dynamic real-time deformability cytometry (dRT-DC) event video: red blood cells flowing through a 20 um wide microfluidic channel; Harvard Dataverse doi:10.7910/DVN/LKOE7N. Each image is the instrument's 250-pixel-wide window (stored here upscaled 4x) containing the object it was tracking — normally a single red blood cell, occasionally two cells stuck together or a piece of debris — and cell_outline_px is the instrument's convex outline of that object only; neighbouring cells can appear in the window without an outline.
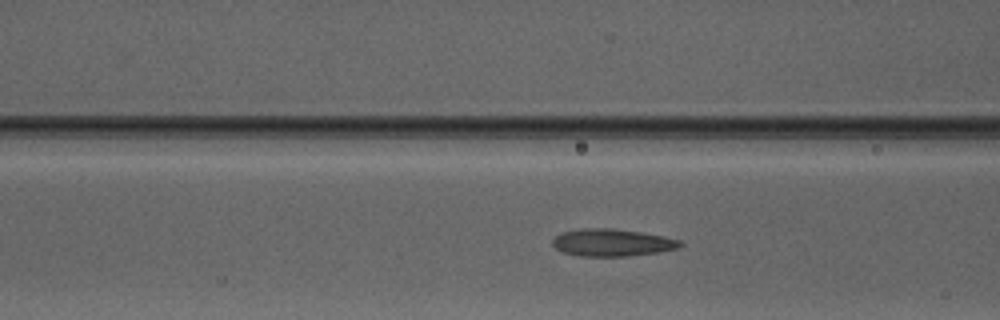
{"species": "Egyptian fruit bat (a non-hibernating species)", "species_latin": "Rousettus aegyptiacus", "temperature_condition": "warm", "stored_images_in_passage": 43, "camera_frame_rate_fps": 3000, "um_per_image_px": 0.085, "animal": {"sex": "male"}, "frame": {"image": 1, "passage_image": 21, "time_ms": 6.667, "image_size_px": [1000, 320], "cell_outline_px": [[684, 244], [676, 248], [660, 252], [628, 256], [580, 256], [564, 252], [556, 248], [552, 244], [552, 240], [560, 232], [580, 228], [612, 228], [640, 232], [664, 236], [680, 240]], "centroid_in_image_um": [52.02, 20.61], "position_along_channel_um": 114.6, "area_um2": 20.35}}
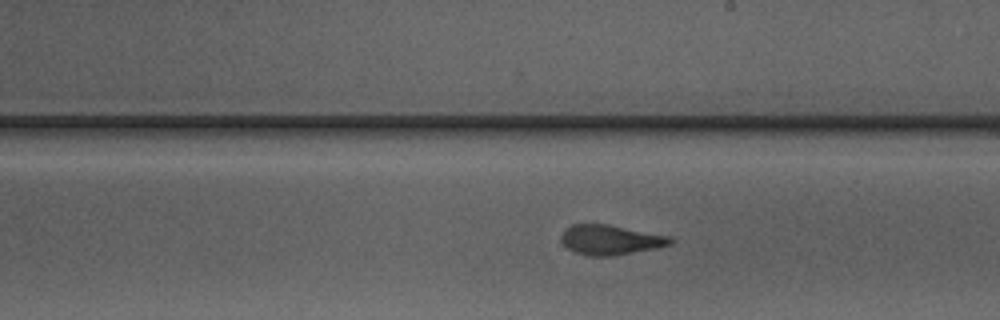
{"frame": {"image": 2, "passage_image": 30, "time_ms": 9.667, "image_size_px": [1000, 320], "cell_outline_px": [[672, 244], [612, 256], [588, 256], [576, 252], [568, 248], [564, 244], [560, 236], [564, 228], [572, 224], [608, 224], [668, 236], [672, 240]], "centroid_in_image_um": [51.82, 20.37], "position_along_channel_um": 237.2, "area_um2": 18.67}}
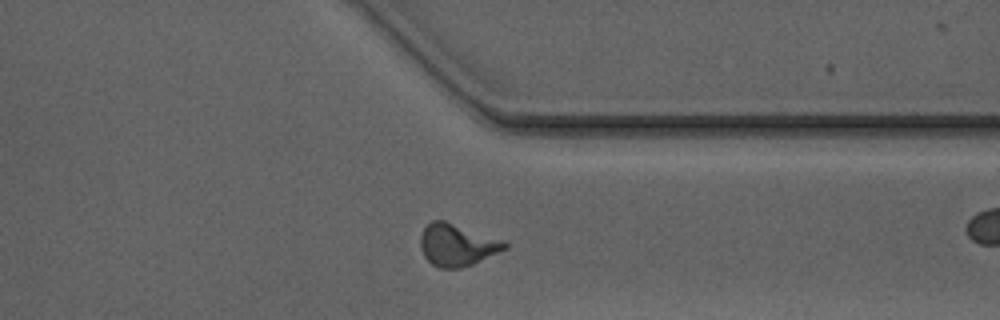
{"frame": {"image": 3, "passage_image": 40, "time_ms": 13.0, "image_size_px": [1000, 320], "cell_outline_px": [[508, 248], [500, 252], [472, 264], [460, 268], [440, 268], [432, 264], [424, 256], [420, 248], [420, 236], [424, 228], [432, 220], [444, 220], [508, 244]], "centroid_in_image_um": [38.78, 20.84], "position_along_channel_um": 372.6, "area_um2": 20.11}, "authors_computed_cell_mechanics": {"area_um2": 19.7098, "velocity_mm_per_s": 4.0866, "shape_relaxation_time_tau1_ms": 4.1087, "shape_relaxation_time_tau2_ms": 0.9142, "deformation_change_tau1": 0.1926, "deformation_change_tau2": 0.0977}}